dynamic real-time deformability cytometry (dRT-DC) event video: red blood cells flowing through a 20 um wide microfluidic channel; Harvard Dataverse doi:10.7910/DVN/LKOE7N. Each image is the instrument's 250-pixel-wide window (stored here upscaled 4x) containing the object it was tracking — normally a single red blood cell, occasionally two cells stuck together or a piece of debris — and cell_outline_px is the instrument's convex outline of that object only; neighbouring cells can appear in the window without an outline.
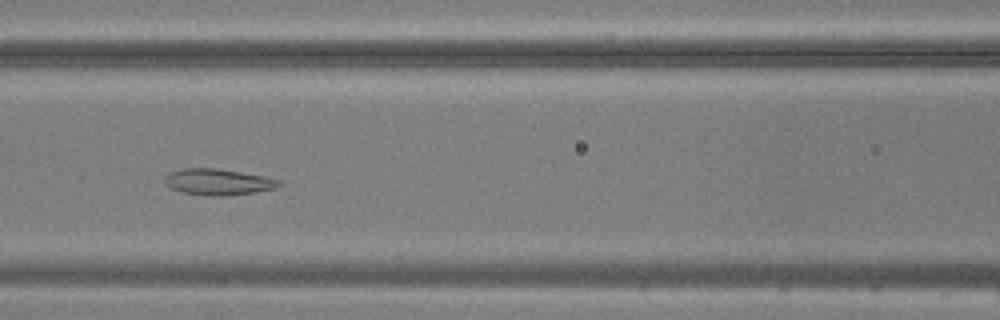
{"species": "common noctule bat (a hibernating species)", "species_latin": "Nyctalus noctula", "temperature_condition": "warm", "stored_images_in_passage": 35, "camera_frame_rate_fps": 3000, "um_per_image_px": 0.085, "animal": {"sex": "male", "body_mass_g": 20.5, "forearm_length_mm": 52.5}, "frame": {"image": 1, "passage_image": 9, "time_ms": 2.667, "image_size_px": [1000, 320], "cell_outline_px": [[280, 184], [276, 188], [256, 192], [228, 196], [208, 196], [180, 192], [164, 184], [164, 176], [172, 172], [184, 168], [216, 168], [264, 176], [280, 180]], "centroid_in_image_um": [18.52, 15.47], "position_along_channel_um": 148.1, "area_um2": 17.51}}
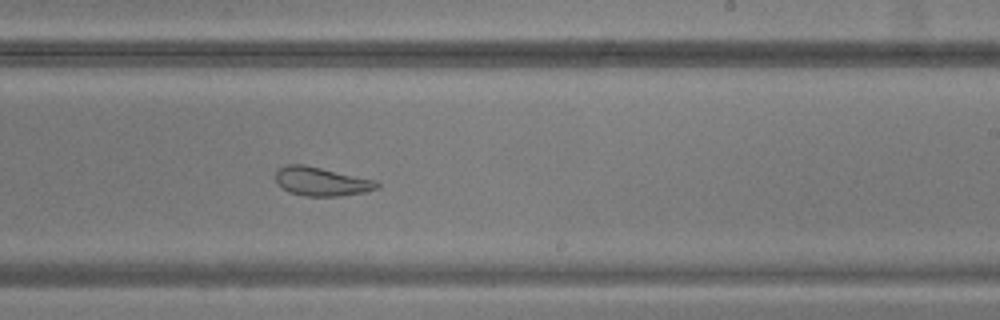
{"frame": {"image": 2, "passage_image": 17, "time_ms": 5.333, "image_size_px": [1000, 320], "cell_outline_px": [[380, 188], [364, 192], [340, 196], [304, 196], [288, 192], [276, 180], [276, 172], [280, 168], [288, 164], [304, 164], [376, 180], [380, 184]], "centroid_in_image_um": [27.36, 15.43], "position_along_channel_um": 261.6, "area_um2": 16.94}}
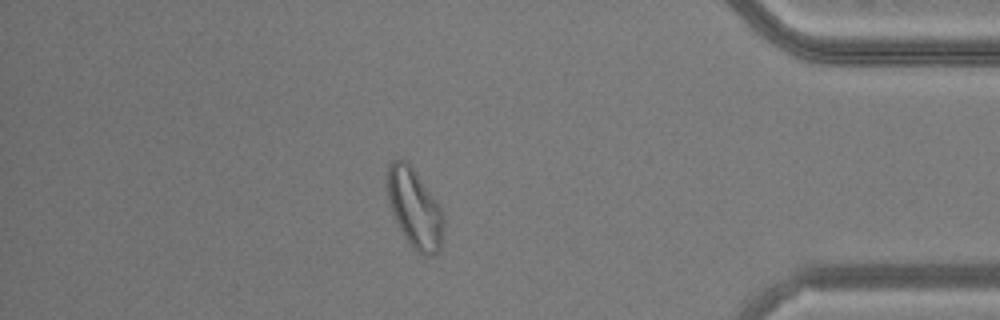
{"frame": {"image": 3, "passage_image": 29, "time_ms": 9.333, "image_size_px": [1000, 320], "cell_outline_px": [[444, 224], [440, 248], [432, 256], [424, 256], [416, 252], [404, 236], [392, 212], [384, 188], [388, 164], [392, 160], [404, 160], [416, 172], [444, 212]], "centroid_in_image_um": [35.22, 17.7], "position_along_channel_um": 400.0, "area_um2": 26.13}}